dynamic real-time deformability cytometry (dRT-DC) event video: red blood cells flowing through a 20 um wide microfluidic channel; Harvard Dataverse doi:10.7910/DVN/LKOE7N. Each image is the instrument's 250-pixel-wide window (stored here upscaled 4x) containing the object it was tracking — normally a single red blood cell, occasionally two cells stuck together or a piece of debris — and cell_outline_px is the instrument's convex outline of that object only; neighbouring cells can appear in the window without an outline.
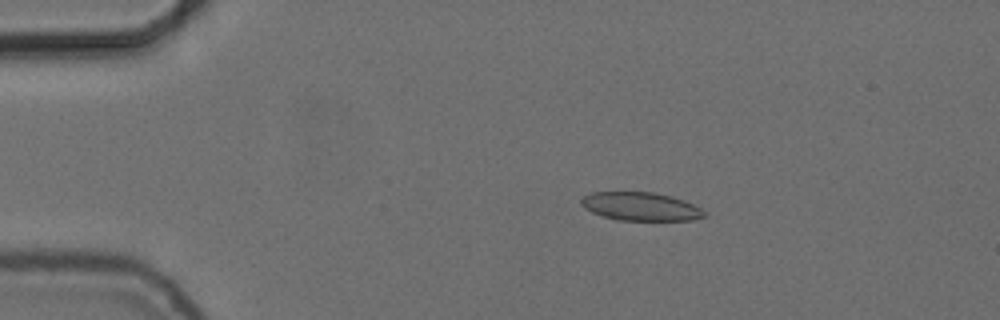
{"species": "common noctule bat (a hibernating species)", "species_latin": "Nyctalus noctula", "temperature_condition": "cold", "stored_images_in_passage": 56, "camera_frame_rate_fps": 3000, "um_per_image_px": 0.085, "animal": {"sex": "female", "body_mass_g": 24.6, "forearm_length_mm": 56.2}, "frame": {"image": 1, "passage_image": 11, "time_ms": 3.333, "image_size_px": [1000, 320], "cell_outline_px": [[708, 216], [692, 220], [616, 220], [592, 212], [584, 208], [580, 204], [580, 200], [584, 196], [592, 192], [652, 192], [672, 196], [684, 200], [700, 208]], "centroid_in_image_um": [54.45, 17.55], "position_along_channel_um": 30.6, "area_um2": 20.35}}
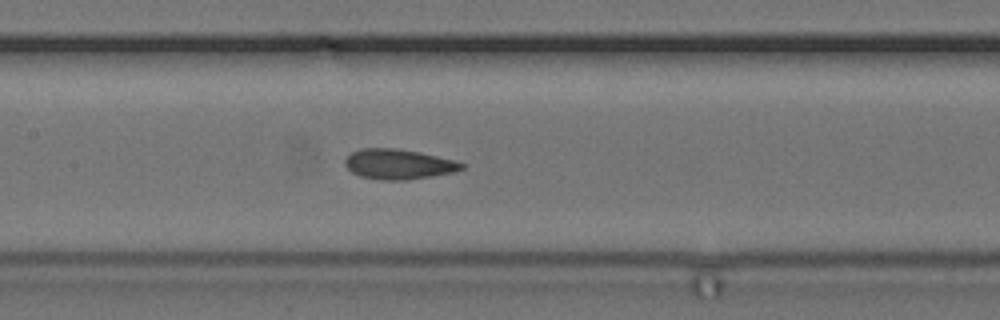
{"frame": {"image": 2, "passage_image": 27, "time_ms": 8.667, "image_size_px": [1000, 320], "cell_outline_px": [[464, 168], [452, 172], [432, 176], [404, 180], [380, 180], [360, 176], [352, 172], [344, 164], [344, 160], [352, 152], [360, 148], [396, 148], [420, 152], [456, 160], [464, 164]], "centroid_in_image_um": [33.86, 13.95], "position_along_channel_um": 173.5, "area_um2": 20.46}}
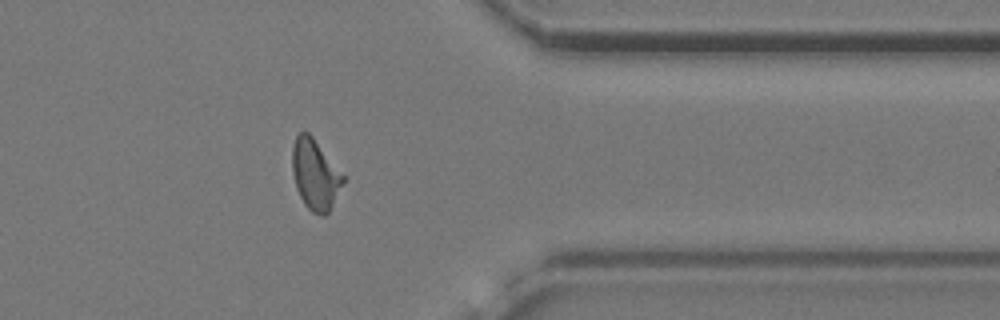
{"frame": {"image": 3, "passage_image": 45, "time_ms": 14.667, "image_size_px": [1000, 320], "cell_outline_px": [[344, 180], [328, 212], [324, 216], [320, 216], [312, 212], [304, 204], [296, 188], [292, 172], [292, 148], [296, 136], [300, 132], [308, 132], [312, 136], [344, 176]], "centroid_in_image_um": [26.75, 14.84], "position_along_channel_um": 384.6, "area_um2": 20.46}, "authors_computed_cell_mechanics": {"area_um2": 20.4901, "velocity_mm_per_s": 3.731, "shape_relaxation_time_tau1_ms": 4.1664, "shape_relaxation_time_tau2_ms": 1.7816, "deformation_change_tau1": 0.1532, "deformation_change_tau2": 0.0838}}